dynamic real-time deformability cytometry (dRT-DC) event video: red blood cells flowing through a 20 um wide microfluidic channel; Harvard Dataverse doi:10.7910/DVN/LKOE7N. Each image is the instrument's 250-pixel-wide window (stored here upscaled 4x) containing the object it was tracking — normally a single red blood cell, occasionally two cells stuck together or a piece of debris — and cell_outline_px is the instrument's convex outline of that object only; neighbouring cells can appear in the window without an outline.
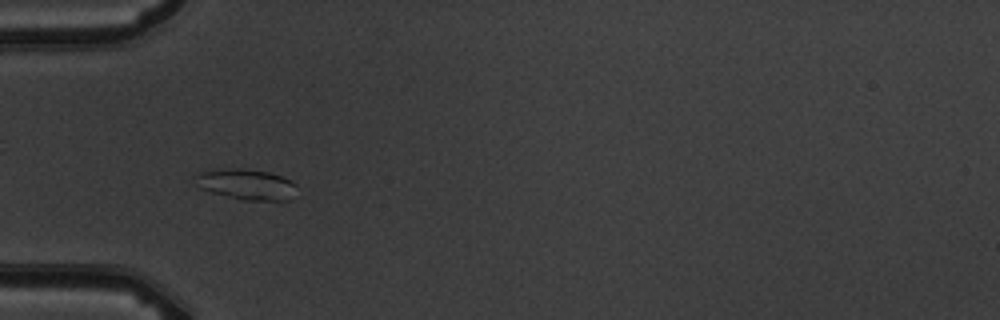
{"species": "common noctule bat (a hibernating species)", "species_latin": "Nyctalus noctula", "temperature_condition": "warm", "stored_images_in_passage": 7, "camera_frame_rate_fps": 3000, "um_per_image_px": 0.085, "animal": {"sex": "male", "body_mass_g": 19.5, "forearm_length_mm": 54.6}, "frame": {"image": 1, "passage_image": 3, "time_ms": 2.0, "image_size_px": [1000, 320], "cell_outline_px": [[300, 196], [292, 200], [240, 200], [212, 192], [200, 188], [192, 176], [196, 172], [212, 168], [240, 168], [268, 172], [280, 176], [296, 184]], "centroid_in_image_um": [20.95, 15.67], "position_along_channel_um": 64.1, "area_um2": 18.79}}
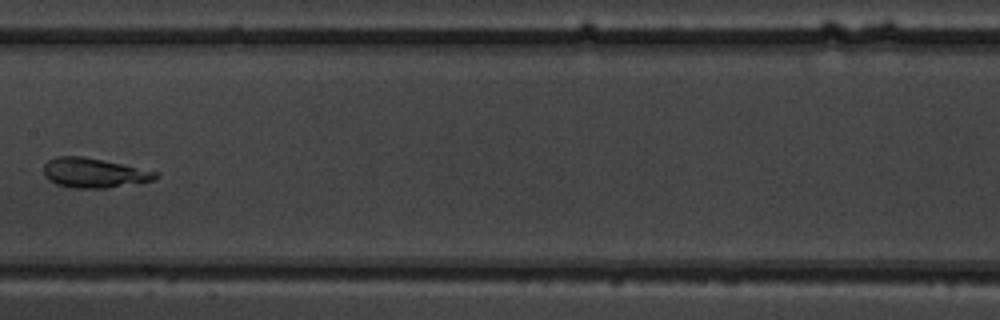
{"frame": {"image": 2, "passage_image": 6, "time_ms": 5.667, "image_size_px": [1000, 320], "cell_outline_px": [[160, 176], [152, 180], [108, 188], [72, 188], [56, 184], [48, 180], [44, 176], [44, 164], [48, 160], [56, 156], [80, 156], [104, 160], [160, 172]], "centroid_in_image_um": [7.97, 14.69], "position_along_channel_um": 199.4, "area_um2": 19.42}}
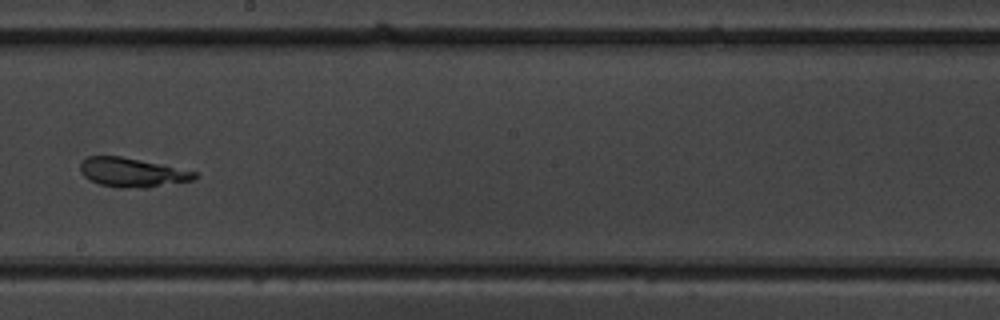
{"frame": {"image": 3, "passage_image": 7, "time_ms": 6.667, "image_size_px": [1000, 320], "cell_outline_px": [[196, 176], [192, 180], [148, 188], [116, 188], [100, 184], [88, 180], [80, 172], [80, 164], [88, 156], [120, 156], [196, 172]], "centroid_in_image_um": [11.16, 14.68], "position_along_channel_um": 237.0, "area_um2": 19.19}}